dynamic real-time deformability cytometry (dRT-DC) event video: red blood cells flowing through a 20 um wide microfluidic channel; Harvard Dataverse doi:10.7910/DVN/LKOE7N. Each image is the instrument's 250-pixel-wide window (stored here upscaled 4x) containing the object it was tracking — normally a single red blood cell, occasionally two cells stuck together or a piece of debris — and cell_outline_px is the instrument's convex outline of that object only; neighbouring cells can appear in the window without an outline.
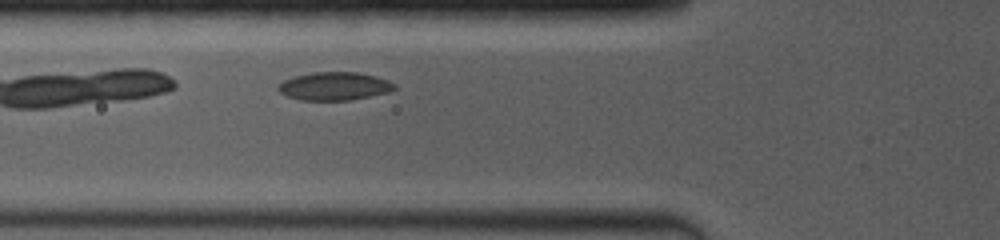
{"species": "common noctule bat (a hibernating species)", "species_latin": "Nyctalus noctula", "temperature_condition": "room temperature", "stored_images_in_passage": 2, "camera_frame_rate_fps": 4000, "um_per_image_px": 0.085, "animal": {"sex": "female", "body_mass_g": 19.0, "forearm_length_mm": 53.3}, "frame": {"image": 1, "passage_image": 2, "time_ms": 0.75, "image_size_px": [1000, 240], "cell_outline_px": [[396, 88], [388, 92], [352, 100], [300, 100], [288, 96], [280, 92], [276, 88], [284, 80], [296, 76], [312, 72], [356, 72], [388, 80], [396, 84]], "centroid_in_image_um": [28.42, 7.33], "position_along_channel_um": 97.4, "area_um2": 18.9}}